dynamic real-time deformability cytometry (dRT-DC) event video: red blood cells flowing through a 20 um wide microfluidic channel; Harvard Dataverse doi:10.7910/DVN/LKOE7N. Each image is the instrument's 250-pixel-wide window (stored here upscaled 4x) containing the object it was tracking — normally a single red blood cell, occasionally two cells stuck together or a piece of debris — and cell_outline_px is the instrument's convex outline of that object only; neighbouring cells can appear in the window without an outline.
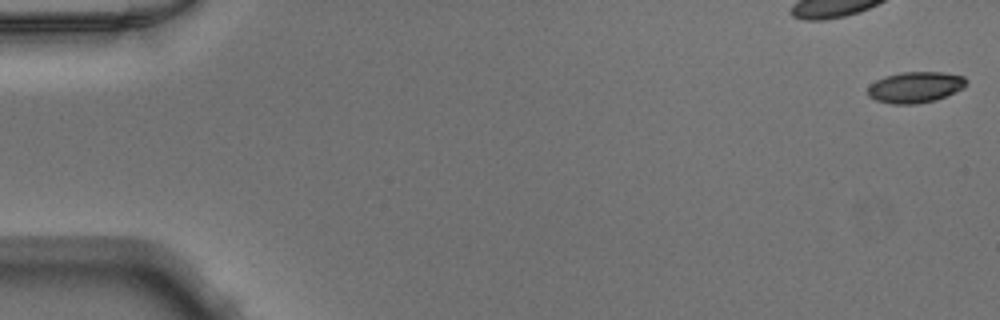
{"species": "Egyptian fruit bat (a non-hibernating species)", "species_latin": "Rousettus aegyptiacus", "temperature_condition": "warm", "stored_images_in_passage": 50, "camera_frame_rate_fps": 3000, "um_per_image_px": 0.085, "animal": {"sex": "male"}, "frame": {"image": 1, "passage_image": 1, "time_ms": 0.0, "image_size_px": [1000, 320], "cell_outline_px": [[968, 84], [964, 88], [944, 96], [932, 100], [916, 104], [892, 104], [876, 100], [868, 96], [868, 88], [876, 80], [900, 72], [944, 72], [964, 76], [968, 80]], "centroid_in_image_um": [77.83, 7.4], "position_along_channel_um": 7.2, "area_um2": 17.69}}
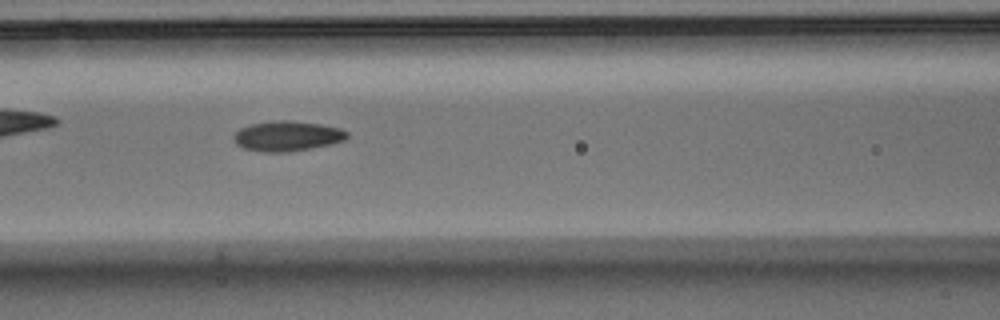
{"frame": {"image": 2, "passage_image": 22, "time_ms": 7.0, "image_size_px": [1000, 320], "cell_outline_px": [[348, 136], [344, 140], [312, 148], [288, 152], [264, 152], [244, 148], [236, 144], [232, 136], [240, 128], [252, 124], [280, 120], [288, 120], [320, 124], [340, 128], [348, 132]], "centroid_in_image_um": [24.4, 11.57], "position_along_channel_um": 142.2, "area_um2": 19.71}}
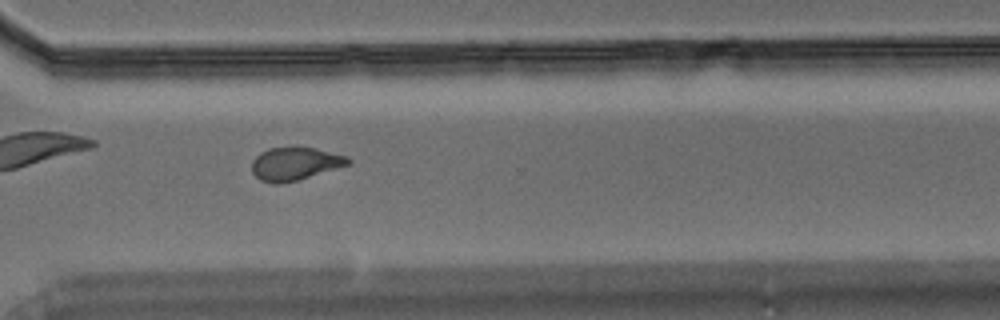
{"frame": {"image": 3, "passage_image": 37, "time_ms": 12.0, "image_size_px": [1000, 320], "cell_outline_px": [[352, 160], [348, 164], [296, 180], [280, 184], [272, 184], [260, 180], [252, 172], [252, 160], [260, 152], [268, 148], [316, 148], [348, 156]], "centroid_in_image_um": [25.03, 13.92], "position_along_channel_um": 345.6, "area_um2": 18.21}}